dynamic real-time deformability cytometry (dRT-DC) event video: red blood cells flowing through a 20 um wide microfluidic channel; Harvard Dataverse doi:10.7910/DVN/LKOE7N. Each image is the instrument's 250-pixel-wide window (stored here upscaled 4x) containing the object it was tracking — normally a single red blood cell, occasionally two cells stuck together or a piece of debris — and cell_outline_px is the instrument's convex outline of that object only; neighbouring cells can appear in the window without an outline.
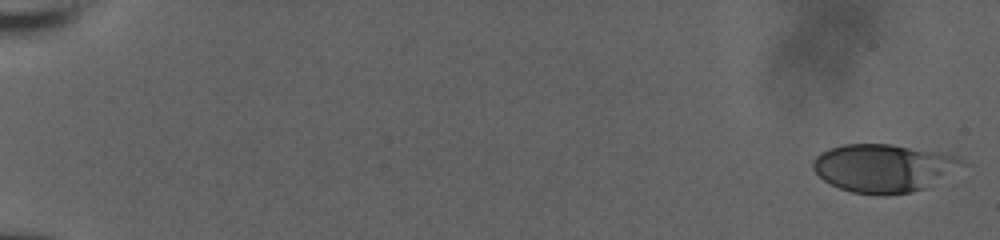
{"species": "human", "species_latin": "Homo sapiens", "temperature_condition": "room temperature", "stored_images_in_passage": 56, "camera_frame_rate_fps": 3000, "um_per_image_px": 0.085, "donor": {"sex": "male"}, "frame": {"image": 1, "passage_image": 1, "time_ms": 0.0, "image_size_px": [1000, 240], "cell_outline_px": [[968, 164], [924, 188], [912, 192], [884, 196], [852, 192], [840, 188], [824, 180], [812, 168], [812, 160], [820, 152], [828, 148], [844, 144], [892, 144], [940, 152], [952, 156]], "centroid_in_image_um": [75.06, 14.28], "position_along_channel_um": 9.9, "area_um2": 41.67}}
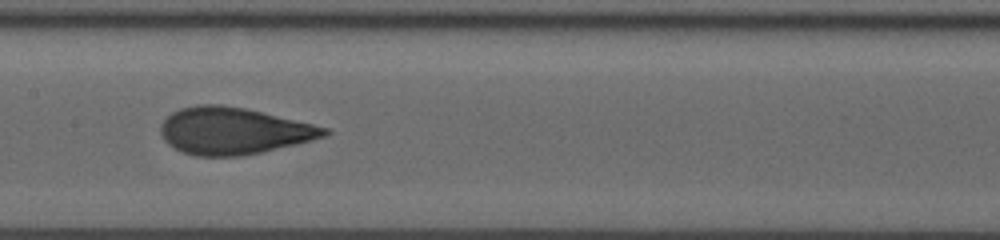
{"frame": {"image": 2, "passage_image": 31, "time_ms": 10.0, "image_size_px": [1000, 240], "cell_outline_px": [[332, 132], [328, 136], [296, 144], [260, 152], [240, 156], [196, 156], [180, 152], [168, 144], [164, 140], [160, 132], [160, 124], [172, 112], [180, 108], [196, 104], [220, 104], [244, 108], [312, 124], [328, 128]], "centroid_in_image_um": [19.81, 11.13], "position_along_channel_um": 187.6, "area_um2": 44.68}}
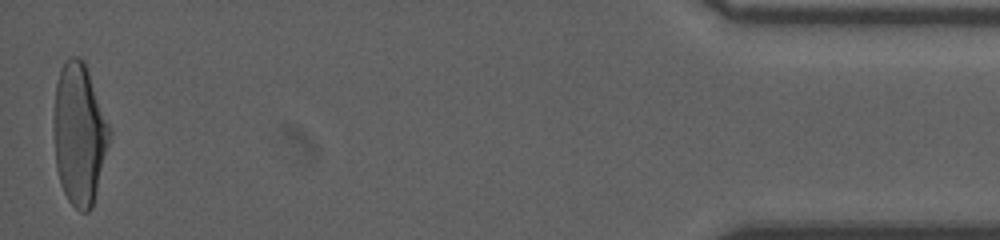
{"frame": {"image": 3, "passage_image": 56, "time_ms": 18.333, "image_size_px": [1000, 240], "cell_outline_px": [[112, 132], [92, 208], [88, 212], [80, 212], [68, 200], [60, 184], [56, 168], [56, 84], [60, 68], [68, 56], [80, 56], [84, 60]], "centroid_in_image_um": [6.77, 11.39], "position_along_channel_um": 428.4, "area_um2": 45.2}, "authors_computed_cell_mechanics": {"area_um2": 42.772, "velocity_mm_per_s": 3.8592, "shape_relaxation_time_tau1_ms": 4.4073, "shape_relaxation_time_tau2_ms": 0.7431, "deformation_change_tau1": 0.1968, "deformation_change_tau2": 0.0786}}